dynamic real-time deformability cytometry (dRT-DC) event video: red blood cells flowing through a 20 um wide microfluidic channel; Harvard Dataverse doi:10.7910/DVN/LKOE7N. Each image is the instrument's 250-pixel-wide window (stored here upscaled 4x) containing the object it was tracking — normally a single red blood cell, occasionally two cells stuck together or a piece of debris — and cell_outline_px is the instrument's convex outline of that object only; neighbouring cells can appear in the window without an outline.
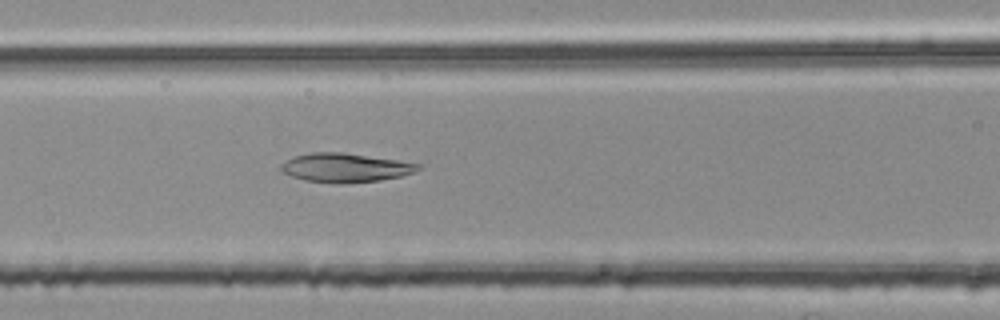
{"species": "common noctule bat (a hibernating species)", "species_latin": "Nyctalus noctula", "temperature_condition": "room temperature", "stored_images_in_passage": 40, "camera_frame_rate_fps": 3000, "um_per_image_px": 0.085, "animal": {"sex": "female", "body_mass_g": 25.1}, "frame": {"image": 1, "passage_image": 9, "time_ms": 2.667, "image_size_px": [1000, 320], "cell_outline_px": [[420, 168], [416, 172], [400, 176], [380, 180], [340, 184], [332, 184], [304, 180], [292, 176], [284, 172], [280, 168], [280, 164], [296, 156], [312, 152], [344, 152], [396, 160], [420, 164]], "centroid_in_image_um": [29.34, 14.26], "position_along_channel_um": 137.3, "area_um2": 23.06}}
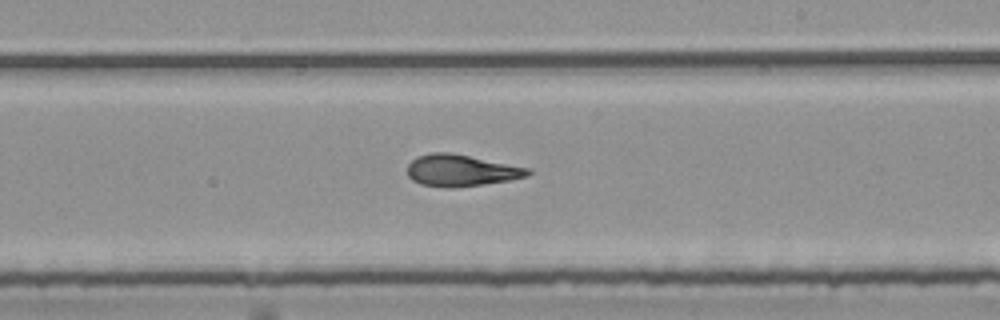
{"frame": {"image": 2, "passage_image": 18, "time_ms": 5.667, "image_size_px": [1000, 320], "cell_outline_px": [[532, 172], [528, 176], [508, 180], [480, 184], [448, 188], [444, 188], [420, 184], [412, 180], [408, 176], [408, 164], [416, 156], [432, 152], [448, 152], [528, 168]], "centroid_in_image_um": [39.13, 14.49], "position_along_channel_um": 249.9, "area_um2": 21.91}}
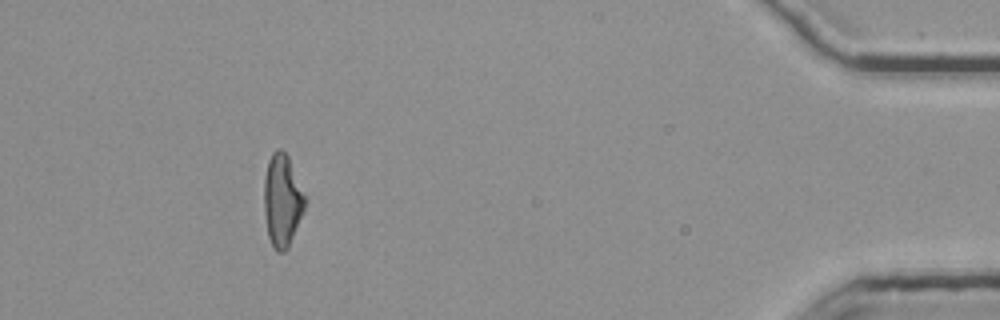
{"frame": {"image": 3, "passage_image": 36, "time_ms": 11.667, "image_size_px": [1000, 320], "cell_outline_px": [[308, 200], [304, 212], [288, 248], [284, 252], [276, 252], [268, 236], [264, 212], [264, 176], [268, 160], [272, 152], [276, 148], [280, 148], [288, 156]], "centroid_in_image_um": [24.01, 17.03], "position_along_channel_um": 411.2, "area_um2": 22.43}, "authors_computed_cell_mechanics": {"area_um2": 22.2241, "velocity_mm_per_s": 3.761, "shape_relaxation_time_tau1_ms": 8.7685, "shape_relaxation_time_tau2_ms": 3.3232, "deformation_change_tau1": 0.2216, "deformation_change_tau2": 0.1194}}